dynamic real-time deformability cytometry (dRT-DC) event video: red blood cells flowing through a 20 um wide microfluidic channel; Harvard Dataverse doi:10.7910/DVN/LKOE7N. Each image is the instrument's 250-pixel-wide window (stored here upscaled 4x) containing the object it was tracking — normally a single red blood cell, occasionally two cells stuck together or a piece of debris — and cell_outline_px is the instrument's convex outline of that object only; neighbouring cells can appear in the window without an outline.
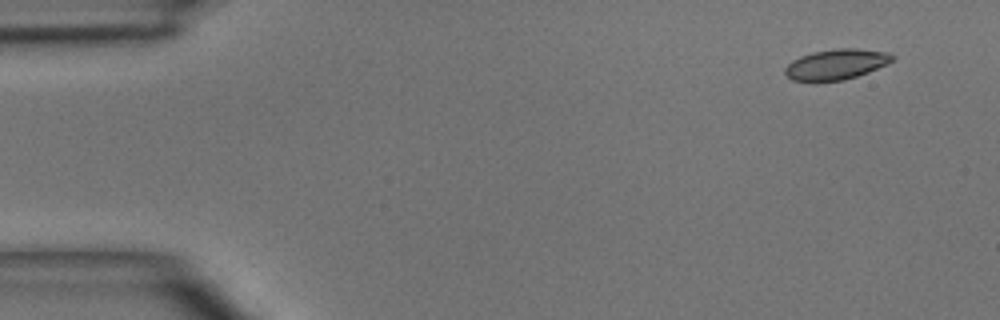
{"species": "common noctule bat (a hibernating species)", "species_latin": "Nyctalus noctula", "temperature_condition": "room temperature", "stored_images_in_passage": 3, "camera_frame_rate_fps": 3000, "um_per_image_px": 0.085, "animal": {"sex": "male", "body_mass_g": 15.6}, "frame": {"image": 1, "passage_image": 1, "time_ms": 0.0, "image_size_px": [1000, 320], "cell_outline_px": [[892, 60], [888, 64], [868, 72], [844, 80], [816, 84], [812, 84], [792, 80], [784, 72], [784, 68], [792, 60], [800, 56], [812, 52], [836, 48], [856, 48], [888, 52], [892, 56]], "centroid_in_image_um": [71.0, 5.51], "position_along_channel_um": 14.0, "area_um2": 19.59}}
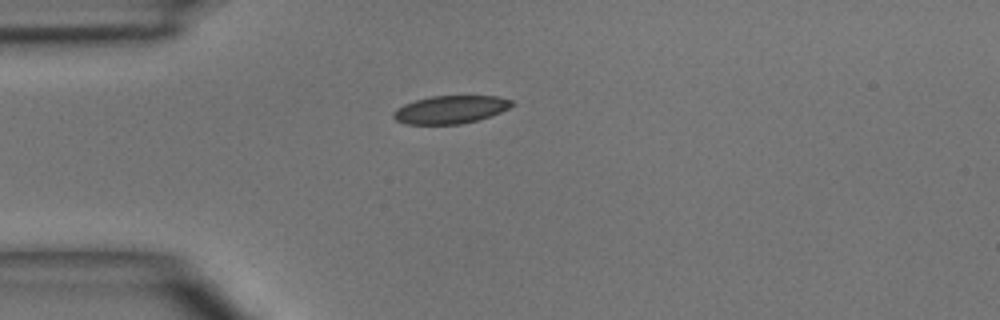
{"frame": {"image": 2, "passage_image": 3, "time_ms": 3.0, "image_size_px": [1000, 320], "cell_outline_px": [[516, 104], [500, 112], [476, 120], [460, 124], [404, 124], [396, 120], [392, 116], [392, 112], [396, 108], [404, 104], [416, 100], [432, 96], [496, 96], [512, 100]], "centroid_in_image_um": [38.26, 9.31], "position_along_channel_um": 46.7, "area_um2": 19.19}}